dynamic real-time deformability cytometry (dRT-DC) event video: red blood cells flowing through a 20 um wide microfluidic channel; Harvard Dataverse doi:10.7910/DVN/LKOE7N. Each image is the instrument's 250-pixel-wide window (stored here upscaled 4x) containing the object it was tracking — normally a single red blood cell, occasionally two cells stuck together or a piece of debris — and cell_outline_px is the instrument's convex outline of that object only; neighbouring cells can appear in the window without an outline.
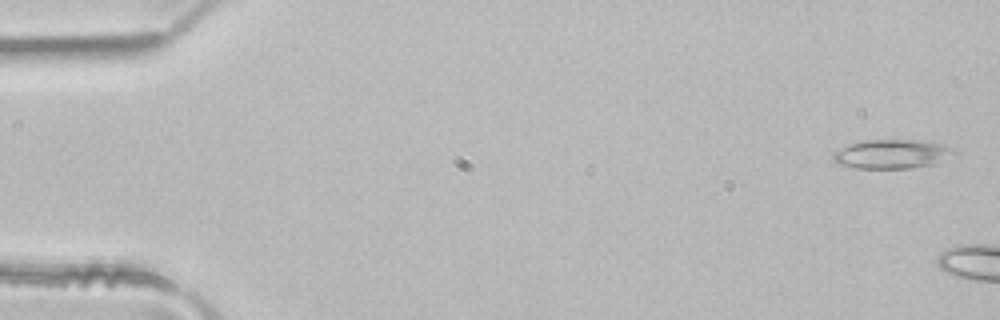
{"species": "common noctule bat (a hibernating species)", "species_latin": "Nyctalus noctula", "temperature_condition": "room temperature", "stored_images_in_passage": 2, "camera_frame_rate_fps": 3000, "um_per_image_px": 0.085, "animal": {"sex": "male", "body_mass_g": 21.5, "forearm_length_mm": 52.0}, "frame": {"image": 1, "passage_image": 1, "time_ms": 0.0, "image_size_px": [1000, 320], "cell_outline_px": [[956, 156], [936, 164], [908, 168], [856, 168], [840, 164], [832, 160], [832, 152], [848, 144], [860, 140], [920, 140], [940, 144], [952, 148], [956, 152]], "centroid_in_image_um": [75.82, 13.09], "position_along_channel_um": 9.2, "area_um2": 20.75}}